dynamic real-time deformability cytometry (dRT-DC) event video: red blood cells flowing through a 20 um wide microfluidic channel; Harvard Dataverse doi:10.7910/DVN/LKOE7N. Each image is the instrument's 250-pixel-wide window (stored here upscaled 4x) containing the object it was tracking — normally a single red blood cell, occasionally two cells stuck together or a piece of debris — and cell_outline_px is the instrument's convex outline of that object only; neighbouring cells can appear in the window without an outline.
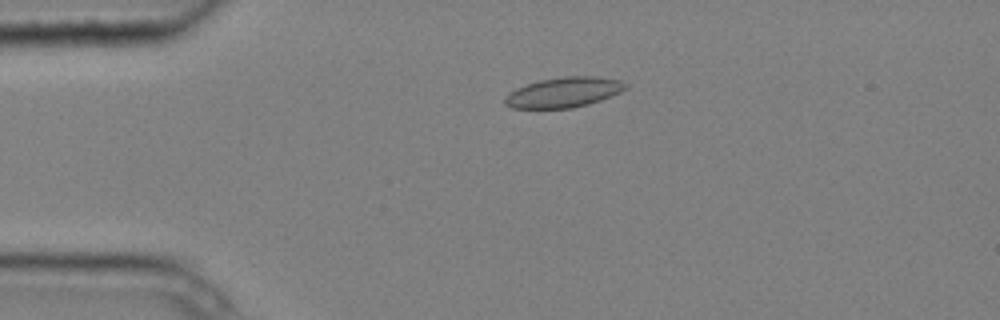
{"species": "common noctule bat (a hibernating species)", "species_latin": "Nyctalus noctula", "temperature_condition": "cold", "stored_images_in_passage": 4, "camera_frame_rate_fps": 3000, "um_per_image_px": 0.085, "animal": {"sex": "male", "body_mass_g": 20.4}, "frame": {"image": 1, "passage_image": 3, "time_ms": 0.667, "image_size_px": [1000, 320], "cell_outline_px": [[628, 88], [620, 92], [600, 100], [588, 104], [572, 108], [512, 108], [504, 104], [504, 96], [508, 92], [516, 88], [540, 80], [564, 76], [596, 76], [620, 80], [628, 84]], "centroid_in_image_um": [47.91, 7.84], "position_along_channel_um": 37.1, "area_um2": 21.27}}